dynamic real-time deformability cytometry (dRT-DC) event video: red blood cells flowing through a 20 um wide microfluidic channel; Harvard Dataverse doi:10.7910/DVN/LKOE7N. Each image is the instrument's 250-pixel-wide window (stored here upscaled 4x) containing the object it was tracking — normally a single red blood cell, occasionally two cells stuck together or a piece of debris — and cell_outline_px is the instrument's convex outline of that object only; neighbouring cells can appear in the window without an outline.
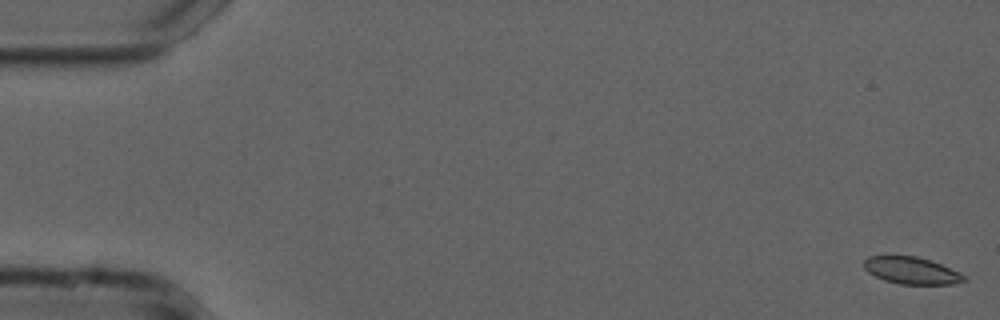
{"species": "common noctule bat (a hibernating species)", "species_latin": "Nyctalus noctula", "temperature_condition": "cold", "stored_images_in_passage": 55, "camera_frame_rate_fps": 3000, "um_per_image_px": 0.085, "animal": {"sex": "male", "forearm_length_mm": 52.5}, "frame": {"image": 1, "passage_image": 1, "time_ms": 0.0, "image_size_px": [1000, 320], "cell_outline_px": [[968, 280], [952, 284], [900, 284], [884, 280], [868, 272], [864, 268], [864, 260], [868, 256], [916, 256], [940, 264], [960, 272], [968, 276]], "centroid_in_image_um": [77.51, 23.0], "position_along_channel_um": 7.5, "area_um2": 15.72}}
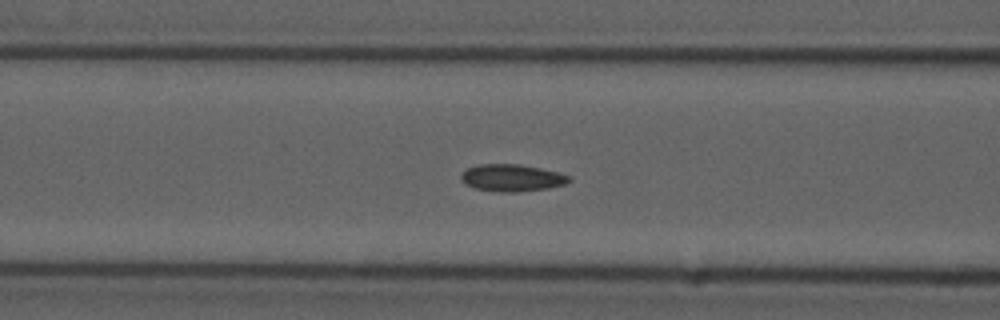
{"frame": {"image": 2, "passage_image": 22, "time_ms": 7.0, "image_size_px": [1000, 320], "cell_outline_px": [[572, 180], [564, 184], [548, 188], [516, 192], [500, 192], [476, 188], [464, 184], [460, 180], [460, 176], [468, 168], [476, 164], [520, 164], [560, 172], [572, 176]], "centroid_in_image_um": [43.53, 15.11], "position_along_channel_um": 123.1, "area_um2": 17.17}}
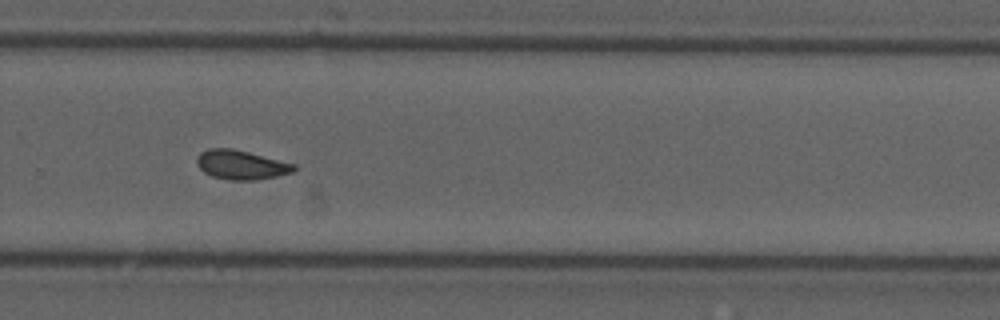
{"frame": {"image": 3, "passage_image": 37, "time_ms": 12.0, "image_size_px": [1000, 320], "cell_outline_px": [[296, 168], [292, 172], [276, 176], [256, 180], [232, 180], [212, 176], [204, 172], [196, 164], [196, 156], [200, 152], [208, 148], [232, 148], [296, 164]], "centroid_in_image_um": [20.46, 14.0], "position_along_channel_um": 309.3, "area_um2": 16.53}, "authors_computed_cell_mechanics": {"area_um2": 16.2996, "velocity_mm_per_s": 3.7446, "shape_relaxation_time_tau1_ms": null, "shape_relaxation_time_tau2_ms": 2.2856, "deformation_change_tau1": null, "deformation_change_tau2": 0.057}}